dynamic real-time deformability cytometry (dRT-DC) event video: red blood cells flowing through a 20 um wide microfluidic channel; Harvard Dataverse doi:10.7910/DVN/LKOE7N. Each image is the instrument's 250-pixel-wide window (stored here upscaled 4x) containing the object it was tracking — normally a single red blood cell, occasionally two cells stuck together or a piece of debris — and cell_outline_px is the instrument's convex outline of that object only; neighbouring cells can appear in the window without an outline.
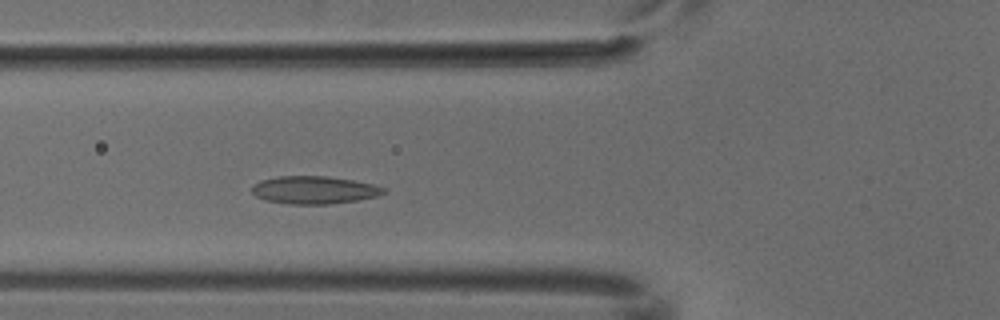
{"species": "common noctule bat (a hibernating species)", "species_latin": "Nyctalus noctula", "temperature_condition": "cold", "stored_images_in_passage": 3, "camera_frame_rate_fps": 3000, "um_per_image_px": 0.085, "animal": {"sex": "male", "body_mass_g": 18.8}, "frame": {"image": 1, "passage_image": 3, "time_ms": 0.667, "image_size_px": [1000, 320], "cell_outline_px": [[388, 188], [384, 192], [376, 196], [360, 200], [332, 204], [288, 204], [264, 200], [256, 196], [252, 192], [252, 184], [260, 180], [276, 176], [324, 176], [352, 180], [372, 184]], "centroid_in_image_um": [26.67, 16.15], "position_along_channel_um": 99.1, "area_um2": 21.44}}